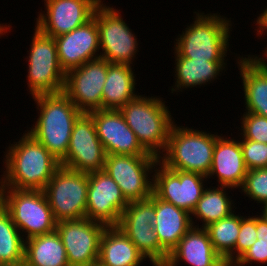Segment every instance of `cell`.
Listing matches in <instances>:
<instances>
[{"mask_svg":"<svg viewBox=\"0 0 267 266\" xmlns=\"http://www.w3.org/2000/svg\"><path fill=\"white\" fill-rule=\"evenodd\" d=\"M88 114L107 155L154 156L142 147L120 110L98 109Z\"/></svg>","mask_w":267,"mask_h":266,"instance_id":"17","label":"cell"},{"mask_svg":"<svg viewBox=\"0 0 267 266\" xmlns=\"http://www.w3.org/2000/svg\"><path fill=\"white\" fill-rule=\"evenodd\" d=\"M241 189L252 199L265 204L267 202V168L248 170Z\"/></svg>","mask_w":267,"mask_h":266,"instance_id":"31","label":"cell"},{"mask_svg":"<svg viewBox=\"0 0 267 266\" xmlns=\"http://www.w3.org/2000/svg\"><path fill=\"white\" fill-rule=\"evenodd\" d=\"M0 188V203L10 213L19 230H26L27 239L56 231L57 221L44 191ZM7 194V196L5 195Z\"/></svg>","mask_w":267,"mask_h":266,"instance_id":"6","label":"cell"},{"mask_svg":"<svg viewBox=\"0 0 267 266\" xmlns=\"http://www.w3.org/2000/svg\"><path fill=\"white\" fill-rule=\"evenodd\" d=\"M263 213V215L262 216H264L266 219H267V202L264 204V209H263V211H262Z\"/></svg>","mask_w":267,"mask_h":266,"instance_id":"38","label":"cell"},{"mask_svg":"<svg viewBox=\"0 0 267 266\" xmlns=\"http://www.w3.org/2000/svg\"><path fill=\"white\" fill-rule=\"evenodd\" d=\"M34 99L41 112L28 133L61 162L69 148L73 125L82 112L63 92L36 95Z\"/></svg>","mask_w":267,"mask_h":266,"instance_id":"2","label":"cell"},{"mask_svg":"<svg viewBox=\"0 0 267 266\" xmlns=\"http://www.w3.org/2000/svg\"><path fill=\"white\" fill-rule=\"evenodd\" d=\"M262 15H260L259 17H258V20H257V25L259 24V31H258V33H263V28H265V29H267V8H266V10L263 12V13H261Z\"/></svg>","mask_w":267,"mask_h":266,"instance_id":"37","label":"cell"},{"mask_svg":"<svg viewBox=\"0 0 267 266\" xmlns=\"http://www.w3.org/2000/svg\"><path fill=\"white\" fill-rule=\"evenodd\" d=\"M217 189H205L191 214L203 219L204 228L232 213L231 201L224 192L225 186Z\"/></svg>","mask_w":267,"mask_h":266,"instance_id":"30","label":"cell"},{"mask_svg":"<svg viewBox=\"0 0 267 266\" xmlns=\"http://www.w3.org/2000/svg\"><path fill=\"white\" fill-rule=\"evenodd\" d=\"M88 174L60 166L52 176L44 194L55 220L86 218Z\"/></svg>","mask_w":267,"mask_h":266,"instance_id":"7","label":"cell"},{"mask_svg":"<svg viewBox=\"0 0 267 266\" xmlns=\"http://www.w3.org/2000/svg\"><path fill=\"white\" fill-rule=\"evenodd\" d=\"M119 110L142 147L149 154L160 158L158 151L166 149L173 125L171 115L164 102L155 97L137 96Z\"/></svg>","mask_w":267,"mask_h":266,"instance_id":"3","label":"cell"},{"mask_svg":"<svg viewBox=\"0 0 267 266\" xmlns=\"http://www.w3.org/2000/svg\"><path fill=\"white\" fill-rule=\"evenodd\" d=\"M161 170L156 171L153 181V193L161 200L166 201L192 213L204 191L203 178L199 173L170 170L163 164Z\"/></svg>","mask_w":267,"mask_h":266,"instance_id":"16","label":"cell"},{"mask_svg":"<svg viewBox=\"0 0 267 266\" xmlns=\"http://www.w3.org/2000/svg\"><path fill=\"white\" fill-rule=\"evenodd\" d=\"M244 115L242 121L244 140L267 143V118L250 112Z\"/></svg>","mask_w":267,"mask_h":266,"instance_id":"33","label":"cell"},{"mask_svg":"<svg viewBox=\"0 0 267 266\" xmlns=\"http://www.w3.org/2000/svg\"><path fill=\"white\" fill-rule=\"evenodd\" d=\"M105 228V224L88 218L57 223L56 231L65 247L69 266L97 263L100 238Z\"/></svg>","mask_w":267,"mask_h":266,"instance_id":"13","label":"cell"},{"mask_svg":"<svg viewBox=\"0 0 267 266\" xmlns=\"http://www.w3.org/2000/svg\"><path fill=\"white\" fill-rule=\"evenodd\" d=\"M156 156L107 155L103 170L118 184L128 202L147 200L153 194L154 182L147 171L157 165ZM156 163V164H155Z\"/></svg>","mask_w":267,"mask_h":266,"instance_id":"10","label":"cell"},{"mask_svg":"<svg viewBox=\"0 0 267 266\" xmlns=\"http://www.w3.org/2000/svg\"><path fill=\"white\" fill-rule=\"evenodd\" d=\"M240 223L241 216L239 217L231 213L229 216L205 227L214 250L224 259L226 264H235V257L232 252L235 250L240 231Z\"/></svg>","mask_w":267,"mask_h":266,"instance_id":"28","label":"cell"},{"mask_svg":"<svg viewBox=\"0 0 267 266\" xmlns=\"http://www.w3.org/2000/svg\"><path fill=\"white\" fill-rule=\"evenodd\" d=\"M90 266H101V265L96 263V264H93V265H90Z\"/></svg>","mask_w":267,"mask_h":266,"instance_id":"40","label":"cell"},{"mask_svg":"<svg viewBox=\"0 0 267 266\" xmlns=\"http://www.w3.org/2000/svg\"><path fill=\"white\" fill-rule=\"evenodd\" d=\"M26 240L23 266H69L65 247L57 231Z\"/></svg>","mask_w":267,"mask_h":266,"instance_id":"26","label":"cell"},{"mask_svg":"<svg viewBox=\"0 0 267 266\" xmlns=\"http://www.w3.org/2000/svg\"><path fill=\"white\" fill-rule=\"evenodd\" d=\"M240 146L247 170L267 168V143L242 140Z\"/></svg>","mask_w":267,"mask_h":266,"instance_id":"32","label":"cell"},{"mask_svg":"<svg viewBox=\"0 0 267 266\" xmlns=\"http://www.w3.org/2000/svg\"><path fill=\"white\" fill-rule=\"evenodd\" d=\"M247 171L240 141L217 136L208 176L217 174L221 186L236 188L243 185Z\"/></svg>","mask_w":267,"mask_h":266,"instance_id":"21","label":"cell"},{"mask_svg":"<svg viewBox=\"0 0 267 266\" xmlns=\"http://www.w3.org/2000/svg\"><path fill=\"white\" fill-rule=\"evenodd\" d=\"M250 261L267 263V241L256 240L253 245L233 264L234 266H242ZM238 264V265H237Z\"/></svg>","mask_w":267,"mask_h":266,"instance_id":"35","label":"cell"},{"mask_svg":"<svg viewBox=\"0 0 267 266\" xmlns=\"http://www.w3.org/2000/svg\"><path fill=\"white\" fill-rule=\"evenodd\" d=\"M106 156L93 118L88 113H82L73 125L69 148L60 164L89 174L103 170Z\"/></svg>","mask_w":267,"mask_h":266,"instance_id":"12","label":"cell"},{"mask_svg":"<svg viewBox=\"0 0 267 266\" xmlns=\"http://www.w3.org/2000/svg\"><path fill=\"white\" fill-rule=\"evenodd\" d=\"M176 55L177 90L179 87L202 85V83L214 79L223 69V64L225 65L224 62H209L181 57L177 52Z\"/></svg>","mask_w":267,"mask_h":266,"instance_id":"29","label":"cell"},{"mask_svg":"<svg viewBox=\"0 0 267 266\" xmlns=\"http://www.w3.org/2000/svg\"><path fill=\"white\" fill-rule=\"evenodd\" d=\"M24 241L10 213L0 203V266H23Z\"/></svg>","mask_w":267,"mask_h":266,"instance_id":"27","label":"cell"},{"mask_svg":"<svg viewBox=\"0 0 267 266\" xmlns=\"http://www.w3.org/2000/svg\"><path fill=\"white\" fill-rule=\"evenodd\" d=\"M172 125L162 164L170 170L199 173L208 177L217 136Z\"/></svg>","mask_w":267,"mask_h":266,"instance_id":"4","label":"cell"},{"mask_svg":"<svg viewBox=\"0 0 267 266\" xmlns=\"http://www.w3.org/2000/svg\"><path fill=\"white\" fill-rule=\"evenodd\" d=\"M47 16L40 14L36 28L50 37L71 32L94 16L100 0H45ZM48 18V19H47Z\"/></svg>","mask_w":267,"mask_h":266,"instance_id":"18","label":"cell"},{"mask_svg":"<svg viewBox=\"0 0 267 266\" xmlns=\"http://www.w3.org/2000/svg\"><path fill=\"white\" fill-rule=\"evenodd\" d=\"M17 143L6 154L7 173L0 188L43 191L61 166L60 161L29 133Z\"/></svg>","mask_w":267,"mask_h":266,"instance_id":"1","label":"cell"},{"mask_svg":"<svg viewBox=\"0 0 267 266\" xmlns=\"http://www.w3.org/2000/svg\"><path fill=\"white\" fill-rule=\"evenodd\" d=\"M135 76L130 65L108 62V73L102 92V109L119 110L128 101L137 97L134 94Z\"/></svg>","mask_w":267,"mask_h":266,"instance_id":"25","label":"cell"},{"mask_svg":"<svg viewBox=\"0 0 267 266\" xmlns=\"http://www.w3.org/2000/svg\"><path fill=\"white\" fill-rule=\"evenodd\" d=\"M29 56L28 84L33 96L63 92L66 73L58 60L55 38L35 28Z\"/></svg>","mask_w":267,"mask_h":266,"instance_id":"9","label":"cell"},{"mask_svg":"<svg viewBox=\"0 0 267 266\" xmlns=\"http://www.w3.org/2000/svg\"><path fill=\"white\" fill-rule=\"evenodd\" d=\"M256 236V216L246 219L241 217L240 231L235 245L237 251L235 262L253 245L257 240Z\"/></svg>","mask_w":267,"mask_h":266,"instance_id":"34","label":"cell"},{"mask_svg":"<svg viewBox=\"0 0 267 266\" xmlns=\"http://www.w3.org/2000/svg\"><path fill=\"white\" fill-rule=\"evenodd\" d=\"M55 43L59 64L65 73L93 60L100 48L96 18L93 16L84 25L55 37Z\"/></svg>","mask_w":267,"mask_h":266,"instance_id":"19","label":"cell"},{"mask_svg":"<svg viewBox=\"0 0 267 266\" xmlns=\"http://www.w3.org/2000/svg\"><path fill=\"white\" fill-rule=\"evenodd\" d=\"M5 29H8V28L0 25V34H2Z\"/></svg>","mask_w":267,"mask_h":266,"instance_id":"39","label":"cell"},{"mask_svg":"<svg viewBox=\"0 0 267 266\" xmlns=\"http://www.w3.org/2000/svg\"><path fill=\"white\" fill-rule=\"evenodd\" d=\"M155 213V194L143 201L129 202L122 212L118 227L131 240L140 253L155 266H164L169 253L160 245L153 223Z\"/></svg>","mask_w":267,"mask_h":266,"instance_id":"8","label":"cell"},{"mask_svg":"<svg viewBox=\"0 0 267 266\" xmlns=\"http://www.w3.org/2000/svg\"><path fill=\"white\" fill-rule=\"evenodd\" d=\"M180 259L192 266H224V259L214 250L207 230L193 228L180 239L169 253L164 266H176Z\"/></svg>","mask_w":267,"mask_h":266,"instance_id":"20","label":"cell"},{"mask_svg":"<svg viewBox=\"0 0 267 266\" xmlns=\"http://www.w3.org/2000/svg\"><path fill=\"white\" fill-rule=\"evenodd\" d=\"M118 11L100 4L94 17L99 30L100 46L103 49L99 57L109 63L130 65L137 51V41L130 29L119 16Z\"/></svg>","mask_w":267,"mask_h":266,"instance_id":"14","label":"cell"},{"mask_svg":"<svg viewBox=\"0 0 267 266\" xmlns=\"http://www.w3.org/2000/svg\"><path fill=\"white\" fill-rule=\"evenodd\" d=\"M86 218L117 226L129 204L118 184L104 170L88 174Z\"/></svg>","mask_w":267,"mask_h":266,"instance_id":"15","label":"cell"},{"mask_svg":"<svg viewBox=\"0 0 267 266\" xmlns=\"http://www.w3.org/2000/svg\"><path fill=\"white\" fill-rule=\"evenodd\" d=\"M107 73L108 61L95 57L66 73L63 93L82 113L102 109V92Z\"/></svg>","mask_w":267,"mask_h":266,"instance_id":"11","label":"cell"},{"mask_svg":"<svg viewBox=\"0 0 267 266\" xmlns=\"http://www.w3.org/2000/svg\"><path fill=\"white\" fill-rule=\"evenodd\" d=\"M257 240L267 241V219L264 216L256 217Z\"/></svg>","mask_w":267,"mask_h":266,"instance_id":"36","label":"cell"},{"mask_svg":"<svg viewBox=\"0 0 267 266\" xmlns=\"http://www.w3.org/2000/svg\"><path fill=\"white\" fill-rule=\"evenodd\" d=\"M156 217L153 223L160 245L170 253L193 226L190 214L155 195Z\"/></svg>","mask_w":267,"mask_h":266,"instance_id":"22","label":"cell"},{"mask_svg":"<svg viewBox=\"0 0 267 266\" xmlns=\"http://www.w3.org/2000/svg\"><path fill=\"white\" fill-rule=\"evenodd\" d=\"M194 24L186 28L176 44L175 51L181 56L209 62H224L229 38V21L217 15L197 14Z\"/></svg>","mask_w":267,"mask_h":266,"instance_id":"5","label":"cell"},{"mask_svg":"<svg viewBox=\"0 0 267 266\" xmlns=\"http://www.w3.org/2000/svg\"><path fill=\"white\" fill-rule=\"evenodd\" d=\"M145 257L118 226H106L99 244L101 266H139Z\"/></svg>","mask_w":267,"mask_h":266,"instance_id":"23","label":"cell"},{"mask_svg":"<svg viewBox=\"0 0 267 266\" xmlns=\"http://www.w3.org/2000/svg\"><path fill=\"white\" fill-rule=\"evenodd\" d=\"M243 58L239 62L247 112L267 118V64L262 58Z\"/></svg>","mask_w":267,"mask_h":266,"instance_id":"24","label":"cell"}]
</instances>
